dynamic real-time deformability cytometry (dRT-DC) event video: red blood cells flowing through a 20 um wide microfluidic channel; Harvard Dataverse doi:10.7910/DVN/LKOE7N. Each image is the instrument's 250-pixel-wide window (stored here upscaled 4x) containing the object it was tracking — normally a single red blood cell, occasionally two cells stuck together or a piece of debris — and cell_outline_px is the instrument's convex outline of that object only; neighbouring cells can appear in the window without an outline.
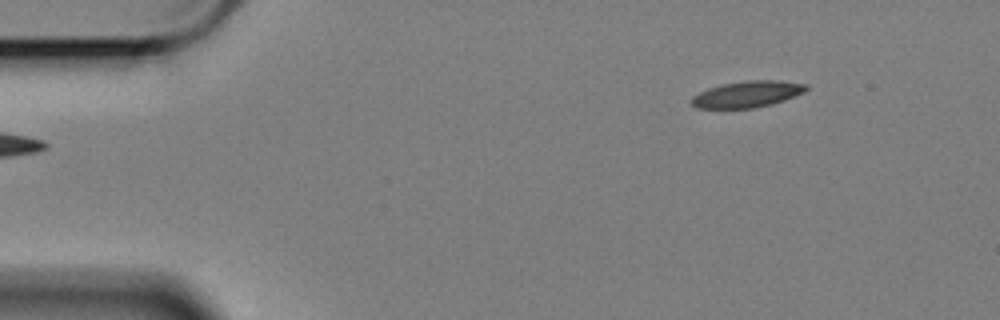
{"species": "Egyptian fruit bat (a non-hibernating species)", "species_latin": "Rousettus aegyptiacus", "temperature_condition": "cold", "stored_images_in_passage": 52, "camera_frame_rate_fps": 3000, "um_per_image_px": 0.085, "animal": {"sex": "female"}, "frame": {"image": 1, "passage_image": 1, "time_ms": 0.0, "image_size_px": [1000, 320], "cell_outline_px": [[808, 88], [804, 92], [784, 100], [772, 104], [752, 108], [696, 108], [692, 104], [692, 96], [708, 88], [724, 84], [748, 80], [776, 80], [808, 84]], "centroid_in_image_um": [63.53, 8.0], "position_along_channel_um": 21.5, "area_um2": 17.46}}
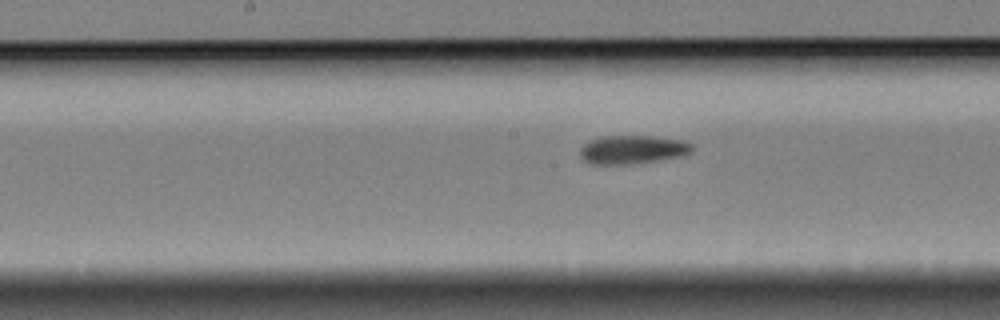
{"frame": {"image": 2, "passage_image": 23, "time_ms": 7.333, "image_size_px": [1000, 320], "cell_outline_px": [[692, 152], [684, 156], [632, 164], [592, 164], [584, 160], [580, 156], [580, 148], [588, 140], [600, 136], [652, 136], [684, 140], [692, 144]], "centroid_in_image_um": [53.77, 12.71], "position_along_channel_um": 194.4, "area_um2": 18.84}}
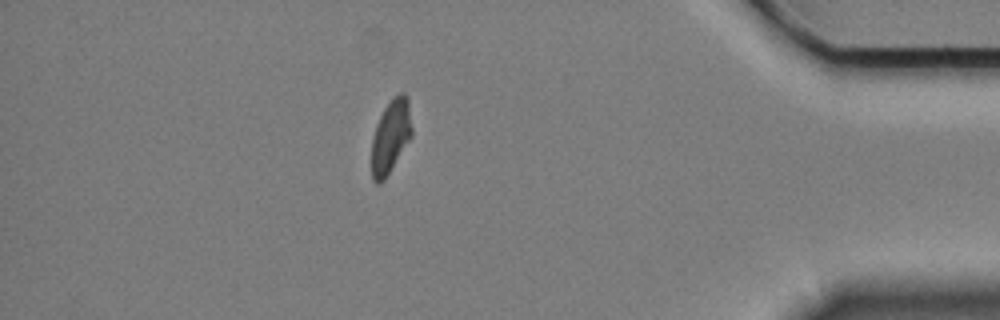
{"frame": {"image": 3, "passage_image": 45, "time_ms": 14.667, "image_size_px": [1000, 320], "cell_outline_px": [[412, 136], [384, 180], [380, 184], [376, 184], [372, 180], [372, 140], [380, 116], [384, 108], [392, 96], [400, 92], [404, 92], [408, 96], [412, 128]], "centroid_in_image_um": [33.22, 11.56], "position_along_channel_um": 402.0, "area_um2": 17.22}, "authors_computed_cell_mechanics": {"area_um2": 17.8602, "velocity_mm_per_s": 3.3831, "shape_relaxation_time_tau1_ms": 9.2413, "shape_relaxation_time_tau2_ms": 8.3236, "deformation_change_tau1": 0.1713, "deformation_change_tau2": 0.162}}